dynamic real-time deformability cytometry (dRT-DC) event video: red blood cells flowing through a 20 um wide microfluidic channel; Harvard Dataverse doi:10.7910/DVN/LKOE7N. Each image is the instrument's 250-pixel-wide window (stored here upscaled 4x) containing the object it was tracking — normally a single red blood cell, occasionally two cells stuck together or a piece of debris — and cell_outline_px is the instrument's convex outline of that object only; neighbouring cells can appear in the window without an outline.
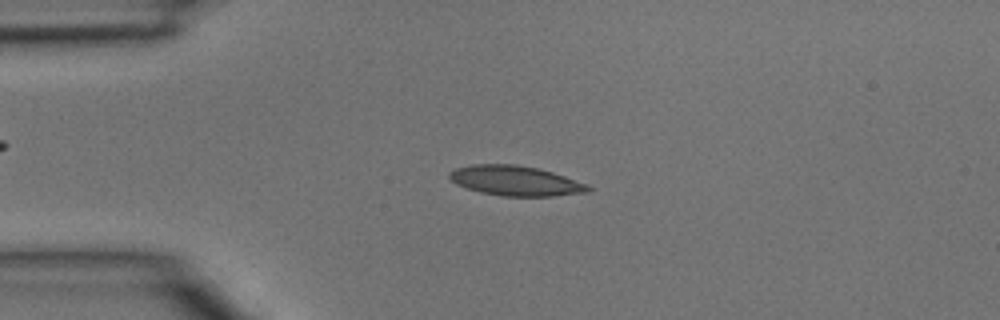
{"species": "common noctule bat (a hibernating species)", "species_latin": "Nyctalus noctula", "temperature_condition": "room temperature", "stored_images_in_passage": 3, "camera_frame_rate_fps": 3000, "um_per_image_px": 0.085, "animal": {"sex": "male", "body_mass_g": 15.6}, "frame": {"image": 1, "passage_image": 2, "time_ms": 0.333, "image_size_px": [1000, 320], "cell_outline_px": [[592, 188], [588, 192], [552, 196], [500, 196], [480, 192], [456, 184], [448, 176], [448, 172], [456, 168], [472, 164], [516, 164], [536, 168], [552, 172], [588, 184]], "centroid_in_image_um": [43.81, 15.36], "position_along_channel_um": 41.2, "area_um2": 24.16}}